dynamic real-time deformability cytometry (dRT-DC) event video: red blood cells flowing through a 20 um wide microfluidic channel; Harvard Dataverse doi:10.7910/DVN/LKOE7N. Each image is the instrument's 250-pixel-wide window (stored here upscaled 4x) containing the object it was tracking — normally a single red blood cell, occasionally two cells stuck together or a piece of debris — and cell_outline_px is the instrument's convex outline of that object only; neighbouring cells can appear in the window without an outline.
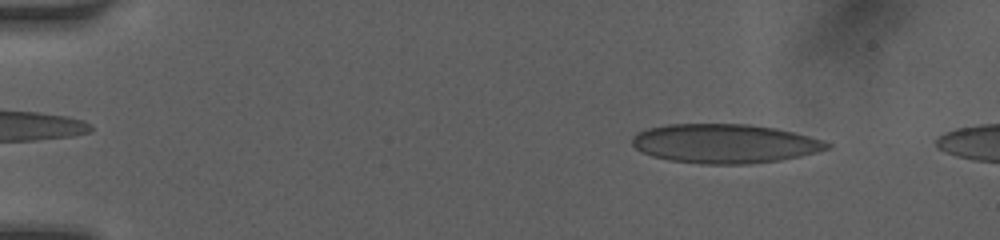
{"species": "human", "species_latin": "Homo sapiens", "temperature_condition": "room temperature", "stored_images_in_passage": 12, "camera_frame_rate_fps": 3000, "um_per_image_px": 0.085, "donor": {"sex": "female"}, "frame": {"image": 1, "passage_image": 4, "time_ms": 1.0, "image_size_px": [1000, 240], "cell_outline_px": [[832, 148], [800, 156], [780, 160], [748, 164], [700, 164], [668, 160], [652, 156], [636, 148], [632, 144], [632, 136], [636, 132], [648, 128], [668, 124], [748, 124], [776, 128], [824, 140], [832, 144]], "centroid_in_image_um": [61.6, 12.2], "position_along_channel_um": 23.4, "area_um2": 44.62}}